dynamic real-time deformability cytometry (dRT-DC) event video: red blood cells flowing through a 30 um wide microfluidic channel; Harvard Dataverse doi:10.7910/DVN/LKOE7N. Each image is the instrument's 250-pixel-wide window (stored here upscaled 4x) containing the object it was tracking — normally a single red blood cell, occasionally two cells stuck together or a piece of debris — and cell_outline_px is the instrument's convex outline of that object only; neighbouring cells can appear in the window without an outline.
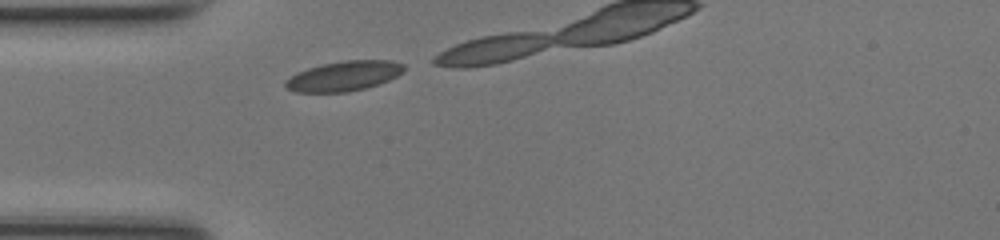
{"species": "common noctule bat (a hibernating species)", "species_latin": "Nyctalus noctula", "temperature_condition": "room temperature", "stored_images_in_passage": 5, "camera_frame_rate_fps": 3000, "um_per_image_px": 0.085, "animal": {"sex": "female", "body_mass_g": 17.0, "forearm_length_mm": 48.0}, "frame": {"image": 1, "passage_image": 1, "time_ms": 0.0, "image_size_px": [1000, 240], "cell_outline_px": [[404, 72], [388, 80], [364, 88], [348, 92], [296, 92], [288, 88], [284, 84], [284, 80], [296, 72], [308, 68], [324, 64], [344, 60], [392, 60], [404, 64]], "centroid_in_image_um": [29.22, 6.45], "position_along_channel_um": 55.8, "area_um2": 20.58}}